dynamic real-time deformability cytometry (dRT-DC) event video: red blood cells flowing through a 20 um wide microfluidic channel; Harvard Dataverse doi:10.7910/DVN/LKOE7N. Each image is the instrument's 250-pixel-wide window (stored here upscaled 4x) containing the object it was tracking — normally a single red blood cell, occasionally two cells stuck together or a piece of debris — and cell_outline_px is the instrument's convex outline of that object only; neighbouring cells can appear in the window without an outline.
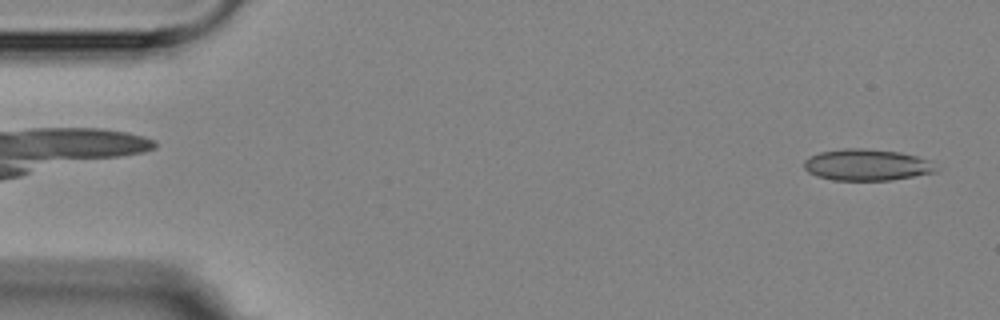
{"species": "Egyptian fruit bat (a non-hibernating species)", "species_latin": "Rousettus aegyptiacus", "temperature_condition": "room temperature", "stored_images_in_passage": 2, "camera_frame_rate_fps": 3000, "um_per_image_px": 0.085, "animal": {"sex": "female"}, "frame": {"image": 1, "passage_image": 2, "time_ms": 1.0, "image_size_px": [1000, 320], "cell_outline_px": [[936, 172], [892, 180], [832, 180], [816, 176], [808, 172], [804, 168], [804, 160], [820, 152], [844, 148], [864, 148], [900, 152], [916, 156], [928, 160], [936, 168]], "centroid_in_image_um": [73.65, 14.01], "position_along_channel_um": 11.4, "area_um2": 24.1}}